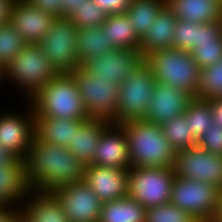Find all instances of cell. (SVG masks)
I'll list each match as a JSON object with an SVG mask.
<instances>
[{
	"label": "cell",
	"instance_id": "35",
	"mask_svg": "<svg viewBox=\"0 0 222 222\" xmlns=\"http://www.w3.org/2000/svg\"><path fill=\"white\" fill-rule=\"evenodd\" d=\"M190 54L200 69L217 63L222 58V34L212 43L198 44Z\"/></svg>",
	"mask_w": 222,
	"mask_h": 222
},
{
	"label": "cell",
	"instance_id": "19",
	"mask_svg": "<svg viewBox=\"0 0 222 222\" xmlns=\"http://www.w3.org/2000/svg\"><path fill=\"white\" fill-rule=\"evenodd\" d=\"M31 191L25 159L0 166V206L20 209Z\"/></svg>",
	"mask_w": 222,
	"mask_h": 222
},
{
	"label": "cell",
	"instance_id": "12",
	"mask_svg": "<svg viewBox=\"0 0 222 222\" xmlns=\"http://www.w3.org/2000/svg\"><path fill=\"white\" fill-rule=\"evenodd\" d=\"M26 103L23 113L13 110L0 112V146L11 151L18 159L26 158L35 135L34 109L29 102Z\"/></svg>",
	"mask_w": 222,
	"mask_h": 222
},
{
	"label": "cell",
	"instance_id": "36",
	"mask_svg": "<svg viewBox=\"0 0 222 222\" xmlns=\"http://www.w3.org/2000/svg\"><path fill=\"white\" fill-rule=\"evenodd\" d=\"M197 24L188 20L177 19L173 33V48L191 53L192 43H194L195 26Z\"/></svg>",
	"mask_w": 222,
	"mask_h": 222
},
{
	"label": "cell",
	"instance_id": "25",
	"mask_svg": "<svg viewBox=\"0 0 222 222\" xmlns=\"http://www.w3.org/2000/svg\"><path fill=\"white\" fill-rule=\"evenodd\" d=\"M116 49L101 26L77 29V56L80 66Z\"/></svg>",
	"mask_w": 222,
	"mask_h": 222
},
{
	"label": "cell",
	"instance_id": "27",
	"mask_svg": "<svg viewBox=\"0 0 222 222\" xmlns=\"http://www.w3.org/2000/svg\"><path fill=\"white\" fill-rule=\"evenodd\" d=\"M146 208L126 196L102 203L98 222H145Z\"/></svg>",
	"mask_w": 222,
	"mask_h": 222
},
{
	"label": "cell",
	"instance_id": "37",
	"mask_svg": "<svg viewBox=\"0 0 222 222\" xmlns=\"http://www.w3.org/2000/svg\"><path fill=\"white\" fill-rule=\"evenodd\" d=\"M222 34V20L210 23H198L195 26L194 43L192 51L198 47V44L212 43Z\"/></svg>",
	"mask_w": 222,
	"mask_h": 222
},
{
	"label": "cell",
	"instance_id": "20",
	"mask_svg": "<svg viewBox=\"0 0 222 222\" xmlns=\"http://www.w3.org/2000/svg\"><path fill=\"white\" fill-rule=\"evenodd\" d=\"M111 122L103 119L89 118L83 121L66 147L84 165L90 164L100 142L101 133Z\"/></svg>",
	"mask_w": 222,
	"mask_h": 222
},
{
	"label": "cell",
	"instance_id": "24",
	"mask_svg": "<svg viewBox=\"0 0 222 222\" xmlns=\"http://www.w3.org/2000/svg\"><path fill=\"white\" fill-rule=\"evenodd\" d=\"M85 120L35 117V135L49 144L67 147L74 130Z\"/></svg>",
	"mask_w": 222,
	"mask_h": 222
},
{
	"label": "cell",
	"instance_id": "5",
	"mask_svg": "<svg viewBox=\"0 0 222 222\" xmlns=\"http://www.w3.org/2000/svg\"><path fill=\"white\" fill-rule=\"evenodd\" d=\"M144 62L157 82L169 84L196 97L201 69L189 52L167 48L145 56Z\"/></svg>",
	"mask_w": 222,
	"mask_h": 222
},
{
	"label": "cell",
	"instance_id": "48",
	"mask_svg": "<svg viewBox=\"0 0 222 222\" xmlns=\"http://www.w3.org/2000/svg\"><path fill=\"white\" fill-rule=\"evenodd\" d=\"M1 84L4 86V83H3V69L0 68V88L2 87Z\"/></svg>",
	"mask_w": 222,
	"mask_h": 222
},
{
	"label": "cell",
	"instance_id": "1",
	"mask_svg": "<svg viewBox=\"0 0 222 222\" xmlns=\"http://www.w3.org/2000/svg\"><path fill=\"white\" fill-rule=\"evenodd\" d=\"M85 165L66 147L49 144L34 135L25 158L31 190L53 193L83 181Z\"/></svg>",
	"mask_w": 222,
	"mask_h": 222
},
{
	"label": "cell",
	"instance_id": "42",
	"mask_svg": "<svg viewBox=\"0 0 222 222\" xmlns=\"http://www.w3.org/2000/svg\"><path fill=\"white\" fill-rule=\"evenodd\" d=\"M16 0H0V26L10 22Z\"/></svg>",
	"mask_w": 222,
	"mask_h": 222
},
{
	"label": "cell",
	"instance_id": "40",
	"mask_svg": "<svg viewBox=\"0 0 222 222\" xmlns=\"http://www.w3.org/2000/svg\"><path fill=\"white\" fill-rule=\"evenodd\" d=\"M108 15L125 13L131 0H94Z\"/></svg>",
	"mask_w": 222,
	"mask_h": 222
},
{
	"label": "cell",
	"instance_id": "45",
	"mask_svg": "<svg viewBox=\"0 0 222 222\" xmlns=\"http://www.w3.org/2000/svg\"><path fill=\"white\" fill-rule=\"evenodd\" d=\"M17 159L11 151L0 146V166L8 165Z\"/></svg>",
	"mask_w": 222,
	"mask_h": 222
},
{
	"label": "cell",
	"instance_id": "34",
	"mask_svg": "<svg viewBox=\"0 0 222 222\" xmlns=\"http://www.w3.org/2000/svg\"><path fill=\"white\" fill-rule=\"evenodd\" d=\"M145 222H198L171 202L146 209Z\"/></svg>",
	"mask_w": 222,
	"mask_h": 222
},
{
	"label": "cell",
	"instance_id": "23",
	"mask_svg": "<svg viewBox=\"0 0 222 222\" xmlns=\"http://www.w3.org/2000/svg\"><path fill=\"white\" fill-rule=\"evenodd\" d=\"M166 6L179 20L195 23L222 20V2L219 0H166Z\"/></svg>",
	"mask_w": 222,
	"mask_h": 222
},
{
	"label": "cell",
	"instance_id": "4",
	"mask_svg": "<svg viewBox=\"0 0 222 222\" xmlns=\"http://www.w3.org/2000/svg\"><path fill=\"white\" fill-rule=\"evenodd\" d=\"M56 74L39 45L27 44L3 69V82L12 84L28 102Z\"/></svg>",
	"mask_w": 222,
	"mask_h": 222
},
{
	"label": "cell",
	"instance_id": "14",
	"mask_svg": "<svg viewBox=\"0 0 222 222\" xmlns=\"http://www.w3.org/2000/svg\"><path fill=\"white\" fill-rule=\"evenodd\" d=\"M143 60L144 58L139 51L116 49L95 57L87 62L84 67L97 74L98 78L121 86Z\"/></svg>",
	"mask_w": 222,
	"mask_h": 222
},
{
	"label": "cell",
	"instance_id": "29",
	"mask_svg": "<svg viewBox=\"0 0 222 222\" xmlns=\"http://www.w3.org/2000/svg\"><path fill=\"white\" fill-rule=\"evenodd\" d=\"M193 132V137L198 141L209 127L212 126V111L208 100L193 98L182 115Z\"/></svg>",
	"mask_w": 222,
	"mask_h": 222
},
{
	"label": "cell",
	"instance_id": "22",
	"mask_svg": "<svg viewBox=\"0 0 222 222\" xmlns=\"http://www.w3.org/2000/svg\"><path fill=\"white\" fill-rule=\"evenodd\" d=\"M20 211L30 222H70L53 193L32 190Z\"/></svg>",
	"mask_w": 222,
	"mask_h": 222
},
{
	"label": "cell",
	"instance_id": "28",
	"mask_svg": "<svg viewBox=\"0 0 222 222\" xmlns=\"http://www.w3.org/2000/svg\"><path fill=\"white\" fill-rule=\"evenodd\" d=\"M166 6V0H131L125 14L141 39L147 28L153 24L159 12Z\"/></svg>",
	"mask_w": 222,
	"mask_h": 222
},
{
	"label": "cell",
	"instance_id": "3",
	"mask_svg": "<svg viewBox=\"0 0 222 222\" xmlns=\"http://www.w3.org/2000/svg\"><path fill=\"white\" fill-rule=\"evenodd\" d=\"M127 137L131 167H172L176 151L163 129L144 120L120 125Z\"/></svg>",
	"mask_w": 222,
	"mask_h": 222
},
{
	"label": "cell",
	"instance_id": "26",
	"mask_svg": "<svg viewBox=\"0 0 222 222\" xmlns=\"http://www.w3.org/2000/svg\"><path fill=\"white\" fill-rule=\"evenodd\" d=\"M101 27L117 49L139 51L140 38L125 13L109 14Z\"/></svg>",
	"mask_w": 222,
	"mask_h": 222
},
{
	"label": "cell",
	"instance_id": "31",
	"mask_svg": "<svg viewBox=\"0 0 222 222\" xmlns=\"http://www.w3.org/2000/svg\"><path fill=\"white\" fill-rule=\"evenodd\" d=\"M27 45L21 33L9 22L0 26V67L4 69Z\"/></svg>",
	"mask_w": 222,
	"mask_h": 222
},
{
	"label": "cell",
	"instance_id": "46",
	"mask_svg": "<svg viewBox=\"0 0 222 222\" xmlns=\"http://www.w3.org/2000/svg\"><path fill=\"white\" fill-rule=\"evenodd\" d=\"M213 222H222V189L220 190L217 214L215 215Z\"/></svg>",
	"mask_w": 222,
	"mask_h": 222
},
{
	"label": "cell",
	"instance_id": "17",
	"mask_svg": "<svg viewBox=\"0 0 222 222\" xmlns=\"http://www.w3.org/2000/svg\"><path fill=\"white\" fill-rule=\"evenodd\" d=\"M57 17L16 0L11 11L10 23L19 31L27 44L38 45Z\"/></svg>",
	"mask_w": 222,
	"mask_h": 222
},
{
	"label": "cell",
	"instance_id": "15",
	"mask_svg": "<svg viewBox=\"0 0 222 222\" xmlns=\"http://www.w3.org/2000/svg\"><path fill=\"white\" fill-rule=\"evenodd\" d=\"M192 99L193 97L185 91L157 82L144 121L161 126L172 118L182 116Z\"/></svg>",
	"mask_w": 222,
	"mask_h": 222
},
{
	"label": "cell",
	"instance_id": "13",
	"mask_svg": "<svg viewBox=\"0 0 222 222\" xmlns=\"http://www.w3.org/2000/svg\"><path fill=\"white\" fill-rule=\"evenodd\" d=\"M70 222H98L102 202L84 182L66 185L53 192Z\"/></svg>",
	"mask_w": 222,
	"mask_h": 222
},
{
	"label": "cell",
	"instance_id": "8",
	"mask_svg": "<svg viewBox=\"0 0 222 222\" xmlns=\"http://www.w3.org/2000/svg\"><path fill=\"white\" fill-rule=\"evenodd\" d=\"M174 179L173 167H131L127 196L146 209L169 203Z\"/></svg>",
	"mask_w": 222,
	"mask_h": 222
},
{
	"label": "cell",
	"instance_id": "2",
	"mask_svg": "<svg viewBox=\"0 0 222 222\" xmlns=\"http://www.w3.org/2000/svg\"><path fill=\"white\" fill-rule=\"evenodd\" d=\"M35 117L87 120L83 100L71 73H59L28 101Z\"/></svg>",
	"mask_w": 222,
	"mask_h": 222
},
{
	"label": "cell",
	"instance_id": "38",
	"mask_svg": "<svg viewBox=\"0 0 222 222\" xmlns=\"http://www.w3.org/2000/svg\"><path fill=\"white\" fill-rule=\"evenodd\" d=\"M197 145L210 153L222 155V128L212 122V126L197 141Z\"/></svg>",
	"mask_w": 222,
	"mask_h": 222
},
{
	"label": "cell",
	"instance_id": "33",
	"mask_svg": "<svg viewBox=\"0 0 222 222\" xmlns=\"http://www.w3.org/2000/svg\"><path fill=\"white\" fill-rule=\"evenodd\" d=\"M108 14L94 1L88 0L68 18L77 29L102 26Z\"/></svg>",
	"mask_w": 222,
	"mask_h": 222
},
{
	"label": "cell",
	"instance_id": "30",
	"mask_svg": "<svg viewBox=\"0 0 222 222\" xmlns=\"http://www.w3.org/2000/svg\"><path fill=\"white\" fill-rule=\"evenodd\" d=\"M161 127L165 137L176 152L197 146V141L193 137L189 122H186L183 116L172 118Z\"/></svg>",
	"mask_w": 222,
	"mask_h": 222
},
{
	"label": "cell",
	"instance_id": "16",
	"mask_svg": "<svg viewBox=\"0 0 222 222\" xmlns=\"http://www.w3.org/2000/svg\"><path fill=\"white\" fill-rule=\"evenodd\" d=\"M128 173L125 169L88 164L84 167L83 181L104 203L127 196Z\"/></svg>",
	"mask_w": 222,
	"mask_h": 222
},
{
	"label": "cell",
	"instance_id": "18",
	"mask_svg": "<svg viewBox=\"0 0 222 222\" xmlns=\"http://www.w3.org/2000/svg\"><path fill=\"white\" fill-rule=\"evenodd\" d=\"M90 164L125 170L131 168L127 137L120 125L111 122L103 130Z\"/></svg>",
	"mask_w": 222,
	"mask_h": 222
},
{
	"label": "cell",
	"instance_id": "21",
	"mask_svg": "<svg viewBox=\"0 0 222 222\" xmlns=\"http://www.w3.org/2000/svg\"><path fill=\"white\" fill-rule=\"evenodd\" d=\"M177 18L174 13L165 6L147 28L145 35L140 39L139 52L143 58L152 52L173 47V33Z\"/></svg>",
	"mask_w": 222,
	"mask_h": 222
},
{
	"label": "cell",
	"instance_id": "39",
	"mask_svg": "<svg viewBox=\"0 0 222 222\" xmlns=\"http://www.w3.org/2000/svg\"><path fill=\"white\" fill-rule=\"evenodd\" d=\"M30 5L36 7L39 10L50 13L53 16L61 17V8L63 7L64 0H25Z\"/></svg>",
	"mask_w": 222,
	"mask_h": 222
},
{
	"label": "cell",
	"instance_id": "47",
	"mask_svg": "<svg viewBox=\"0 0 222 222\" xmlns=\"http://www.w3.org/2000/svg\"><path fill=\"white\" fill-rule=\"evenodd\" d=\"M10 222H30V220L19 210L10 220Z\"/></svg>",
	"mask_w": 222,
	"mask_h": 222
},
{
	"label": "cell",
	"instance_id": "7",
	"mask_svg": "<svg viewBox=\"0 0 222 222\" xmlns=\"http://www.w3.org/2000/svg\"><path fill=\"white\" fill-rule=\"evenodd\" d=\"M80 91L86 112L90 118L114 122L118 117L119 86L98 78L84 66L71 73Z\"/></svg>",
	"mask_w": 222,
	"mask_h": 222
},
{
	"label": "cell",
	"instance_id": "9",
	"mask_svg": "<svg viewBox=\"0 0 222 222\" xmlns=\"http://www.w3.org/2000/svg\"><path fill=\"white\" fill-rule=\"evenodd\" d=\"M220 189L198 180L175 177L172 184V204L189 212L198 222H213L218 210Z\"/></svg>",
	"mask_w": 222,
	"mask_h": 222
},
{
	"label": "cell",
	"instance_id": "11",
	"mask_svg": "<svg viewBox=\"0 0 222 222\" xmlns=\"http://www.w3.org/2000/svg\"><path fill=\"white\" fill-rule=\"evenodd\" d=\"M175 177L202 181L222 189V155L194 146L177 151L173 164Z\"/></svg>",
	"mask_w": 222,
	"mask_h": 222
},
{
	"label": "cell",
	"instance_id": "10",
	"mask_svg": "<svg viewBox=\"0 0 222 222\" xmlns=\"http://www.w3.org/2000/svg\"><path fill=\"white\" fill-rule=\"evenodd\" d=\"M39 47L57 74L80 67L77 56V28L68 18H56Z\"/></svg>",
	"mask_w": 222,
	"mask_h": 222
},
{
	"label": "cell",
	"instance_id": "41",
	"mask_svg": "<svg viewBox=\"0 0 222 222\" xmlns=\"http://www.w3.org/2000/svg\"><path fill=\"white\" fill-rule=\"evenodd\" d=\"M210 110L212 111V121L222 128V98H213L208 100Z\"/></svg>",
	"mask_w": 222,
	"mask_h": 222
},
{
	"label": "cell",
	"instance_id": "6",
	"mask_svg": "<svg viewBox=\"0 0 222 222\" xmlns=\"http://www.w3.org/2000/svg\"><path fill=\"white\" fill-rule=\"evenodd\" d=\"M157 81L144 60L119 86L118 117L113 122L121 125L144 120Z\"/></svg>",
	"mask_w": 222,
	"mask_h": 222
},
{
	"label": "cell",
	"instance_id": "44",
	"mask_svg": "<svg viewBox=\"0 0 222 222\" xmlns=\"http://www.w3.org/2000/svg\"><path fill=\"white\" fill-rule=\"evenodd\" d=\"M20 209H15L13 207L0 206V222H10L11 218Z\"/></svg>",
	"mask_w": 222,
	"mask_h": 222
},
{
	"label": "cell",
	"instance_id": "32",
	"mask_svg": "<svg viewBox=\"0 0 222 222\" xmlns=\"http://www.w3.org/2000/svg\"><path fill=\"white\" fill-rule=\"evenodd\" d=\"M195 98L205 100L222 98V58L217 63L200 70V81Z\"/></svg>",
	"mask_w": 222,
	"mask_h": 222
},
{
	"label": "cell",
	"instance_id": "43",
	"mask_svg": "<svg viewBox=\"0 0 222 222\" xmlns=\"http://www.w3.org/2000/svg\"><path fill=\"white\" fill-rule=\"evenodd\" d=\"M86 1L88 0H64L61 17L69 18L76 11V8L81 7Z\"/></svg>",
	"mask_w": 222,
	"mask_h": 222
}]
</instances>
